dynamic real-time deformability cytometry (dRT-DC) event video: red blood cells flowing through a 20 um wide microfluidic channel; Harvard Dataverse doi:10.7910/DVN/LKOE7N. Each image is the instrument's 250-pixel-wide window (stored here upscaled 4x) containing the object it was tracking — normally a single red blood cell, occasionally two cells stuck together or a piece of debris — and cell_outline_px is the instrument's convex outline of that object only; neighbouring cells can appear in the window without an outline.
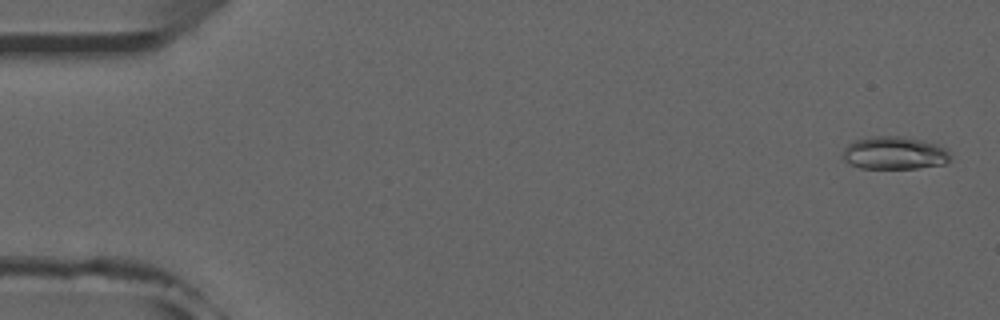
{"species": "common noctule bat (a hibernating species)", "species_latin": "Nyctalus noctula", "temperature_condition": "room temperature", "stored_images_in_passage": 52, "camera_frame_rate_fps": 3000, "um_per_image_px": 0.085, "animal": {"sex": "male", "forearm_length_mm": 52.5}, "frame": {"image": 1, "passage_image": 2, "time_ms": 0.333, "image_size_px": [1000, 320], "cell_outline_px": [[948, 160], [944, 164], [916, 168], [860, 168], [848, 164], [844, 160], [844, 148], [848, 144], [856, 140], [872, 136], [900, 136], [924, 140], [948, 148]], "centroid_in_image_um": [76.01, 13.0], "position_along_channel_um": 9.0, "area_um2": 20.52}}
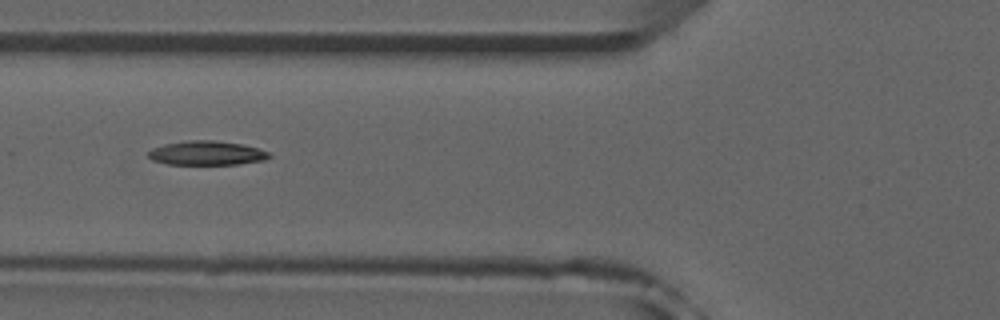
{"frame": {"image": 2, "passage_image": 20, "time_ms": 6.333, "image_size_px": [1000, 320], "cell_outline_px": [[272, 156], [264, 160], [240, 164], [168, 164], [152, 160], [148, 156], [148, 152], [152, 148], [164, 144], [188, 140], [212, 140], [240, 144], [256, 148], [268, 152]], "centroid_in_image_um": [17.54, 13.01], "position_along_channel_um": 108.3, "area_um2": 16.88}}
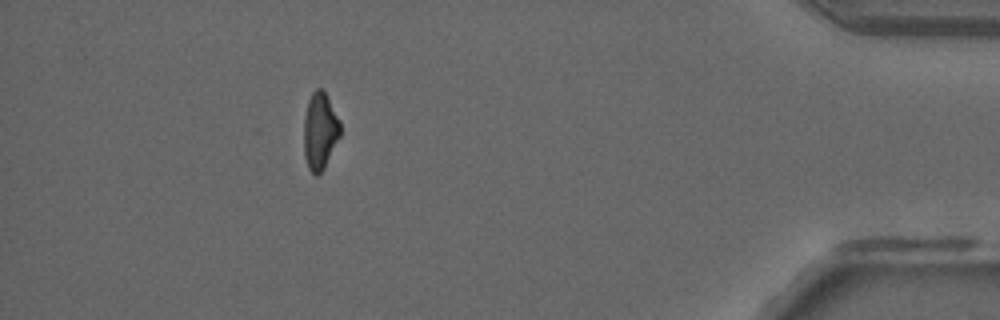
{"frame": {"image": 3, "passage_image": 47, "time_ms": 15.333, "image_size_px": [1000, 320], "cell_outline_px": [[340, 136], [324, 168], [316, 176], [308, 168], [304, 156], [304, 116], [308, 100], [312, 92], [316, 88], [320, 88], [324, 92], [340, 120]], "centroid_in_image_um": [27.18, 11.14], "position_along_channel_um": 408.0, "area_um2": 16.24}, "authors_computed_cell_mechanics": {"area_um2": 17.2244, "velocity_mm_per_s": 3.9393, "shape_relaxation_time_tau1_ms": 8.4154, "shape_relaxation_time_tau2_ms": 7.1905, "deformation_change_tau1": 0.1937, "deformation_change_tau2": 0.1556}}